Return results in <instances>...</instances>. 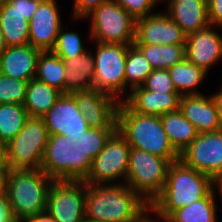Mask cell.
<instances>
[{
	"label": "cell",
	"mask_w": 222,
	"mask_h": 222,
	"mask_svg": "<svg viewBox=\"0 0 222 222\" xmlns=\"http://www.w3.org/2000/svg\"><path fill=\"white\" fill-rule=\"evenodd\" d=\"M118 128H88L84 132L49 135L41 170L57 181H85L93 158Z\"/></svg>",
	"instance_id": "obj_1"
},
{
	"label": "cell",
	"mask_w": 222,
	"mask_h": 222,
	"mask_svg": "<svg viewBox=\"0 0 222 222\" xmlns=\"http://www.w3.org/2000/svg\"><path fill=\"white\" fill-rule=\"evenodd\" d=\"M149 205L126 183L87 184L85 214L93 222H140Z\"/></svg>",
	"instance_id": "obj_2"
},
{
	"label": "cell",
	"mask_w": 222,
	"mask_h": 222,
	"mask_svg": "<svg viewBox=\"0 0 222 222\" xmlns=\"http://www.w3.org/2000/svg\"><path fill=\"white\" fill-rule=\"evenodd\" d=\"M214 189V179L180 159L171 163L161 194L149 206V213L165 221L174 211L203 199Z\"/></svg>",
	"instance_id": "obj_3"
},
{
	"label": "cell",
	"mask_w": 222,
	"mask_h": 222,
	"mask_svg": "<svg viewBox=\"0 0 222 222\" xmlns=\"http://www.w3.org/2000/svg\"><path fill=\"white\" fill-rule=\"evenodd\" d=\"M117 126L131 148L167 158L171 162L179 160L180 154L164 131L160 116L139 114L122 101L118 106Z\"/></svg>",
	"instance_id": "obj_4"
},
{
	"label": "cell",
	"mask_w": 222,
	"mask_h": 222,
	"mask_svg": "<svg viewBox=\"0 0 222 222\" xmlns=\"http://www.w3.org/2000/svg\"><path fill=\"white\" fill-rule=\"evenodd\" d=\"M53 181L41 169L9 170L6 193L18 222L46 211L48 193Z\"/></svg>",
	"instance_id": "obj_5"
},
{
	"label": "cell",
	"mask_w": 222,
	"mask_h": 222,
	"mask_svg": "<svg viewBox=\"0 0 222 222\" xmlns=\"http://www.w3.org/2000/svg\"><path fill=\"white\" fill-rule=\"evenodd\" d=\"M171 163L167 158L131 148L125 183L150 206L164 188Z\"/></svg>",
	"instance_id": "obj_6"
},
{
	"label": "cell",
	"mask_w": 222,
	"mask_h": 222,
	"mask_svg": "<svg viewBox=\"0 0 222 222\" xmlns=\"http://www.w3.org/2000/svg\"><path fill=\"white\" fill-rule=\"evenodd\" d=\"M42 118L29 117L22 130L5 145V161L12 170H40L48 141Z\"/></svg>",
	"instance_id": "obj_7"
},
{
	"label": "cell",
	"mask_w": 222,
	"mask_h": 222,
	"mask_svg": "<svg viewBox=\"0 0 222 222\" xmlns=\"http://www.w3.org/2000/svg\"><path fill=\"white\" fill-rule=\"evenodd\" d=\"M90 20V38L96 42L132 45L136 19L114 0L100 4L86 19Z\"/></svg>",
	"instance_id": "obj_8"
},
{
	"label": "cell",
	"mask_w": 222,
	"mask_h": 222,
	"mask_svg": "<svg viewBox=\"0 0 222 222\" xmlns=\"http://www.w3.org/2000/svg\"><path fill=\"white\" fill-rule=\"evenodd\" d=\"M129 46L96 42V53L93 54L94 88L111 95L119 102H122L121 96L129 89L125 84V63Z\"/></svg>",
	"instance_id": "obj_9"
},
{
	"label": "cell",
	"mask_w": 222,
	"mask_h": 222,
	"mask_svg": "<svg viewBox=\"0 0 222 222\" xmlns=\"http://www.w3.org/2000/svg\"><path fill=\"white\" fill-rule=\"evenodd\" d=\"M130 145L117 130L107 141L102 151L93 158L86 184H117L118 179L125 183L128 173Z\"/></svg>",
	"instance_id": "obj_10"
},
{
	"label": "cell",
	"mask_w": 222,
	"mask_h": 222,
	"mask_svg": "<svg viewBox=\"0 0 222 222\" xmlns=\"http://www.w3.org/2000/svg\"><path fill=\"white\" fill-rule=\"evenodd\" d=\"M86 191L87 184L83 181L54 180L50 185L46 211L56 222H83Z\"/></svg>",
	"instance_id": "obj_11"
},
{
	"label": "cell",
	"mask_w": 222,
	"mask_h": 222,
	"mask_svg": "<svg viewBox=\"0 0 222 222\" xmlns=\"http://www.w3.org/2000/svg\"><path fill=\"white\" fill-rule=\"evenodd\" d=\"M179 159L185 165L213 179L222 176V129L199 133L193 142L180 153Z\"/></svg>",
	"instance_id": "obj_12"
},
{
	"label": "cell",
	"mask_w": 222,
	"mask_h": 222,
	"mask_svg": "<svg viewBox=\"0 0 222 222\" xmlns=\"http://www.w3.org/2000/svg\"><path fill=\"white\" fill-rule=\"evenodd\" d=\"M72 95L90 128H118L117 111L120 102L117 99L95 88L76 91Z\"/></svg>",
	"instance_id": "obj_13"
},
{
	"label": "cell",
	"mask_w": 222,
	"mask_h": 222,
	"mask_svg": "<svg viewBox=\"0 0 222 222\" xmlns=\"http://www.w3.org/2000/svg\"><path fill=\"white\" fill-rule=\"evenodd\" d=\"M185 42L186 35L165 12H156L136 20L134 44L174 45Z\"/></svg>",
	"instance_id": "obj_14"
},
{
	"label": "cell",
	"mask_w": 222,
	"mask_h": 222,
	"mask_svg": "<svg viewBox=\"0 0 222 222\" xmlns=\"http://www.w3.org/2000/svg\"><path fill=\"white\" fill-rule=\"evenodd\" d=\"M57 0H42L29 21V44L40 51H51L62 28Z\"/></svg>",
	"instance_id": "obj_15"
},
{
	"label": "cell",
	"mask_w": 222,
	"mask_h": 222,
	"mask_svg": "<svg viewBox=\"0 0 222 222\" xmlns=\"http://www.w3.org/2000/svg\"><path fill=\"white\" fill-rule=\"evenodd\" d=\"M216 28L220 27L209 25L186 36L185 58L206 72L222 59V35Z\"/></svg>",
	"instance_id": "obj_16"
},
{
	"label": "cell",
	"mask_w": 222,
	"mask_h": 222,
	"mask_svg": "<svg viewBox=\"0 0 222 222\" xmlns=\"http://www.w3.org/2000/svg\"><path fill=\"white\" fill-rule=\"evenodd\" d=\"M49 135H66L84 132L90 128L72 94H61L53 107L42 117Z\"/></svg>",
	"instance_id": "obj_17"
},
{
	"label": "cell",
	"mask_w": 222,
	"mask_h": 222,
	"mask_svg": "<svg viewBox=\"0 0 222 222\" xmlns=\"http://www.w3.org/2000/svg\"><path fill=\"white\" fill-rule=\"evenodd\" d=\"M179 110L196 128L198 133L222 129L217 105L212 95H182Z\"/></svg>",
	"instance_id": "obj_18"
},
{
	"label": "cell",
	"mask_w": 222,
	"mask_h": 222,
	"mask_svg": "<svg viewBox=\"0 0 222 222\" xmlns=\"http://www.w3.org/2000/svg\"><path fill=\"white\" fill-rule=\"evenodd\" d=\"M124 101L134 112L145 115L162 116L165 113L179 110V93H161L145 89L143 86L133 88L124 94ZM125 99V100H124Z\"/></svg>",
	"instance_id": "obj_19"
},
{
	"label": "cell",
	"mask_w": 222,
	"mask_h": 222,
	"mask_svg": "<svg viewBox=\"0 0 222 222\" xmlns=\"http://www.w3.org/2000/svg\"><path fill=\"white\" fill-rule=\"evenodd\" d=\"M41 51L32 45L8 46L0 57V73L16 79L35 78Z\"/></svg>",
	"instance_id": "obj_20"
},
{
	"label": "cell",
	"mask_w": 222,
	"mask_h": 222,
	"mask_svg": "<svg viewBox=\"0 0 222 222\" xmlns=\"http://www.w3.org/2000/svg\"><path fill=\"white\" fill-rule=\"evenodd\" d=\"M167 12L187 36L210 25L207 0H167Z\"/></svg>",
	"instance_id": "obj_21"
},
{
	"label": "cell",
	"mask_w": 222,
	"mask_h": 222,
	"mask_svg": "<svg viewBox=\"0 0 222 222\" xmlns=\"http://www.w3.org/2000/svg\"><path fill=\"white\" fill-rule=\"evenodd\" d=\"M65 63V94L94 88L95 75L92 51L74 58H61Z\"/></svg>",
	"instance_id": "obj_22"
},
{
	"label": "cell",
	"mask_w": 222,
	"mask_h": 222,
	"mask_svg": "<svg viewBox=\"0 0 222 222\" xmlns=\"http://www.w3.org/2000/svg\"><path fill=\"white\" fill-rule=\"evenodd\" d=\"M0 30L7 47L29 44V21L8 2L0 7Z\"/></svg>",
	"instance_id": "obj_23"
},
{
	"label": "cell",
	"mask_w": 222,
	"mask_h": 222,
	"mask_svg": "<svg viewBox=\"0 0 222 222\" xmlns=\"http://www.w3.org/2000/svg\"><path fill=\"white\" fill-rule=\"evenodd\" d=\"M164 131L171 144L180 154L199 134L195 126L183 116L180 110L165 113L160 116Z\"/></svg>",
	"instance_id": "obj_24"
},
{
	"label": "cell",
	"mask_w": 222,
	"mask_h": 222,
	"mask_svg": "<svg viewBox=\"0 0 222 222\" xmlns=\"http://www.w3.org/2000/svg\"><path fill=\"white\" fill-rule=\"evenodd\" d=\"M61 94L56 88L33 78L27 83L24 108L29 117L41 118L53 107Z\"/></svg>",
	"instance_id": "obj_25"
},
{
	"label": "cell",
	"mask_w": 222,
	"mask_h": 222,
	"mask_svg": "<svg viewBox=\"0 0 222 222\" xmlns=\"http://www.w3.org/2000/svg\"><path fill=\"white\" fill-rule=\"evenodd\" d=\"M177 92L182 95H202L196 90L208 72L190 63L186 58L168 69ZM197 87V88H196Z\"/></svg>",
	"instance_id": "obj_26"
},
{
	"label": "cell",
	"mask_w": 222,
	"mask_h": 222,
	"mask_svg": "<svg viewBox=\"0 0 222 222\" xmlns=\"http://www.w3.org/2000/svg\"><path fill=\"white\" fill-rule=\"evenodd\" d=\"M214 189L203 199L174 211L164 222H217Z\"/></svg>",
	"instance_id": "obj_27"
},
{
	"label": "cell",
	"mask_w": 222,
	"mask_h": 222,
	"mask_svg": "<svg viewBox=\"0 0 222 222\" xmlns=\"http://www.w3.org/2000/svg\"><path fill=\"white\" fill-rule=\"evenodd\" d=\"M35 78L65 94V63L52 51H41Z\"/></svg>",
	"instance_id": "obj_28"
},
{
	"label": "cell",
	"mask_w": 222,
	"mask_h": 222,
	"mask_svg": "<svg viewBox=\"0 0 222 222\" xmlns=\"http://www.w3.org/2000/svg\"><path fill=\"white\" fill-rule=\"evenodd\" d=\"M135 45L141 50L153 69H169L185 58V44Z\"/></svg>",
	"instance_id": "obj_29"
},
{
	"label": "cell",
	"mask_w": 222,
	"mask_h": 222,
	"mask_svg": "<svg viewBox=\"0 0 222 222\" xmlns=\"http://www.w3.org/2000/svg\"><path fill=\"white\" fill-rule=\"evenodd\" d=\"M29 115L24 105L0 104V143L4 146L24 127Z\"/></svg>",
	"instance_id": "obj_30"
},
{
	"label": "cell",
	"mask_w": 222,
	"mask_h": 222,
	"mask_svg": "<svg viewBox=\"0 0 222 222\" xmlns=\"http://www.w3.org/2000/svg\"><path fill=\"white\" fill-rule=\"evenodd\" d=\"M153 68L141 50L132 44L128 47L125 63V84L130 90L142 86Z\"/></svg>",
	"instance_id": "obj_31"
},
{
	"label": "cell",
	"mask_w": 222,
	"mask_h": 222,
	"mask_svg": "<svg viewBox=\"0 0 222 222\" xmlns=\"http://www.w3.org/2000/svg\"><path fill=\"white\" fill-rule=\"evenodd\" d=\"M81 38L75 31H64L63 26L51 51L60 58H74L84 54L87 50Z\"/></svg>",
	"instance_id": "obj_32"
},
{
	"label": "cell",
	"mask_w": 222,
	"mask_h": 222,
	"mask_svg": "<svg viewBox=\"0 0 222 222\" xmlns=\"http://www.w3.org/2000/svg\"><path fill=\"white\" fill-rule=\"evenodd\" d=\"M28 80L16 79L0 73V104L24 105Z\"/></svg>",
	"instance_id": "obj_33"
},
{
	"label": "cell",
	"mask_w": 222,
	"mask_h": 222,
	"mask_svg": "<svg viewBox=\"0 0 222 222\" xmlns=\"http://www.w3.org/2000/svg\"><path fill=\"white\" fill-rule=\"evenodd\" d=\"M142 86L154 92L178 93L168 69H153Z\"/></svg>",
	"instance_id": "obj_34"
},
{
	"label": "cell",
	"mask_w": 222,
	"mask_h": 222,
	"mask_svg": "<svg viewBox=\"0 0 222 222\" xmlns=\"http://www.w3.org/2000/svg\"><path fill=\"white\" fill-rule=\"evenodd\" d=\"M124 8L136 20L155 14L152 10L155 6L163 2L162 0H114ZM161 1V2H160Z\"/></svg>",
	"instance_id": "obj_35"
},
{
	"label": "cell",
	"mask_w": 222,
	"mask_h": 222,
	"mask_svg": "<svg viewBox=\"0 0 222 222\" xmlns=\"http://www.w3.org/2000/svg\"><path fill=\"white\" fill-rule=\"evenodd\" d=\"M107 0H74L72 20L86 19L100 4Z\"/></svg>",
	"instance_id": "obj_36"
},
{
	"label": "cell",
	"mask_w": 222,
	"mask_h": 222,
	"mask_svg": "<svg viewBox=\"0 0 222 222\" xmlns=\"http://www.w3.org/2000/svg\"><path fill=\"white\" fill-rule=\"evenodd\" d=\"M41 1L42 0H8V3L22 14L27 21H30Z\"/></svg>",
	"instance_id": "obj_37"
},
{
	"label": "cell",
	"mask_w": 222,
	"mask_h": 222,
	"mask_svg": "<svg viewBox=\"0 0 222 222\" xmlns=\"http://www.w3.org/2000/svg\"><path fill=\"white\" fill-rule=\"evenodd\" d=\"M210 25L222 28V0H207Z\"/></svg>",
	"instance_id": "obj_38"
},
{
	"label": "cell",
	"mask_w": 222,
	"mask_h": 222,
	"mask_svg": "<svg viewBox=\"0 0 222 222\" xmlns=\"http://www.w3.org/2000/svg\"><path fill=\"white\" fill-rule=\"evenodd\" d=\"M0 222H18L13 215L6 191L0 193Z\"/></svg>",
	"instance_id": "obj_39"
},
{
	"label": "cell",
	"mask_w": 222,
	"mask_h": 222,
	"mask_svg": "<svg viewBox=\"0 0 222 222\" xmlns=\"http://www.w3.org/2000/svg\"><path fill=\"white\" fill-rule=\"evenodd\" d=\"M21 222H56V221L47 211H43Z\"/></svg>",
	"instance_id": "obj_40"
},
{
	"label": "cell",
	"mask_w": 222,
	"mask_h": 222,
	"mask_svg": "<svg viewBox=\"0 0 222 222\" xmlns=\"http://www.w3.org/2000/svg\"><path fill=\"white\" fill-rule=\"evenodd\" d=\"M9 165H0V193L6 191Z\"/></svg>",
	"instance_id": "obj_41"
},
{
	"label": "cell",
	"mask_w": 222,
	"mask_h": 222,
	"mask_svg": "<svg viewBox=\"0 0 222 222\" xmlns=\"http://www.w3.org/2000/svg\"><path fill=\"white\" fill-rule=\"evenodd\" d=\"M212 97L216 102L218 113H219V118L222 124V86H221L220 91L213 94Z\"/></svg>",
	"instance_id": "obj_42"
},
{
	"label": "cell",
	"mask_w": 222,
	"mask_h": 222,
	"mask_svg": "<svg viewBox=\"0 0 222 222\" xmlns=\"http://www.w3.org/2000/svg\"><path fill=\"white\" fill-rule=\"evenodd\" d=\"M214 190L217 189L218 194L220 195L221 201H222V176H219L214 179Z\"/></svg>",
	"instance_id": "obj_43"
},
{
	"label": "cell",
	"mask_w": 222,
	"mask_h": 222,
	"mask_svg": "<svg viewBox=\"0 0 222 222\" xmlns=\"http://www.w3.org/2000/svg\"><path fill=\"white\" fill-rule=\"evenodd\" d=\"M0 165H8L5 161V146L0 143Z\"/></svg>",
	"instance_id": "obj_44"
},
{
	"label": "cell",
	"mask_w": 222,
	"mask_h": 222,
	"mask_svg": "<svg viewBox=\"0 0 222 222\" xmlns=\"http://www.w3.org/2000/svg\"><path fill=\"white\" fill-rule=\"evenodd\" d=\"M6 47L7 46L5 44L2 31L0 30V57H1L2 53L5 51Z\"/></svg>",
	"instance_id": "obj_45"
},
{
	"label": "cell",
	"mask_w": 222,
	"mask_h": 222,
	"mask_svg": "<svg viewBox=\"0 0 222 222\" xmlns=\"http://www.w3.org/2000/svg\"><path fill=\"white\" fill-rule=\"evenodd\" d=\"M151 214H147L140 222H158L156 219H154ZM160 222V221H159Z\"/></svg>",
	"instance_id": "obj_46"
},
{
	"label": "cell",
	"mask_w": 222,
	"mask_h": 222,
	"mask_svg": "<svg viewBox=\"0 0 222 222\" xmlns=\"http://www.w3.org/2000/svg\"><path fill=\"white\" fill-rule=\"evenodd\" d=\"M6 2H8V0H0V7H1L2 5H4Z\"/></svg>",
	"instance_id": "obj_47"
},
{
	"label": "cell",
	"mask_w": 222,
	"mask_h": 222,
	"mask_svg": "<svg viewBox=\"0 0 222 222\" xmlns=\"http://www.w3.org/2000/svg\"><path fill=\"white\" fill-rule=\"evenodd\" d=\"M83 222H93V221H90V220H87L86 218L83 220Z\"/></svg>",
	"instance_id": "obj_48"
}]
</instances>
